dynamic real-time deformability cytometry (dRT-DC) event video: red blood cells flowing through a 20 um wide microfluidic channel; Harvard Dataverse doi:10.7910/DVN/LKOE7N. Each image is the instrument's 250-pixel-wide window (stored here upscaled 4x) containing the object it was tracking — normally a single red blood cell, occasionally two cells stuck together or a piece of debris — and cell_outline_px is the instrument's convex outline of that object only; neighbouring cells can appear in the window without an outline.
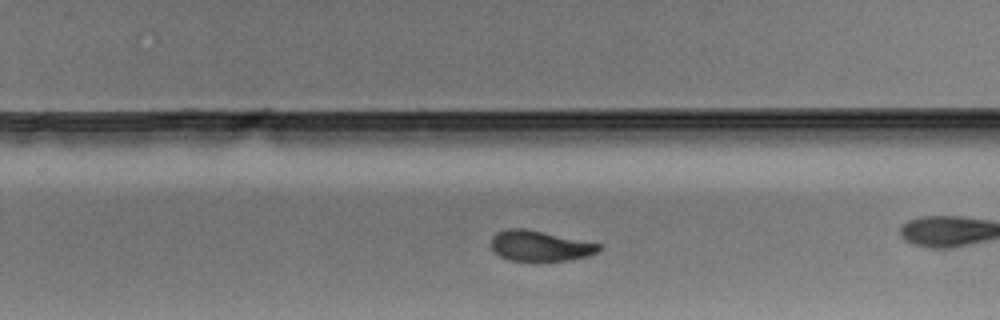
{"species": "Egyptian fruit bat (a non-hibernating species)", "species_latin": "Rousettus aegyptiacus", "temperature_condition": "warm", "stored_images_in_passage": 34, "camera_frame_rate_fps": 3000, "um_per_image_px": 0.085, "animal": {"sex": "male"}, "frame": {"image": 1, "passage_image": 25, "time_ms": 8.0, "image_size_px": [1000, 320], "cell_outline_px": [[600, 248], [596, 252], [588, 256], [568, 260], [540, 264], [508, 260], [500, 256], [492, 248], [492, 236], [496, 232], [508, 228], [524, 228], [600, 244]], "centroid_in_image_um": [45.85, 20.95], "position_along_channel_um": 283.9, "area_um2": 19.59}}